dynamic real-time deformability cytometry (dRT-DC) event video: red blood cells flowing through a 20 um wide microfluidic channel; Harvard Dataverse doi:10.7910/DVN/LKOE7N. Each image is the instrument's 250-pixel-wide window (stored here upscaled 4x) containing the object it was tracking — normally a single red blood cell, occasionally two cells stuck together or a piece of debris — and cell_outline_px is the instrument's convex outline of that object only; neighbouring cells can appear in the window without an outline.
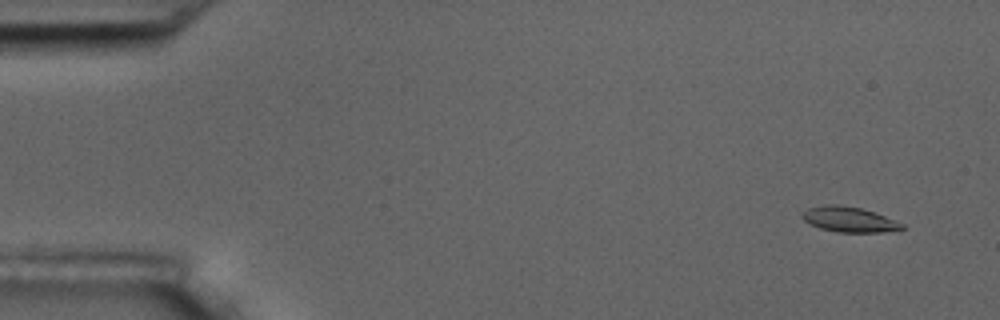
{"species": "common noctule bat (a hibernating species)", "species_latin": "Nyctalus noctula", "temperature_condition": "room temperature", "stored_images_in_passage": 4, "camera_frame_rate_fps": 3000, "um_per_image_px": 0.085, "animal": {"sex": "male", "body_mass_g": 17.5, "forearm_length_mm": 52.3}, "frame": {"image": 1, "passage_image": 1, "time_ms": 0.0, "image_size_px": [1000, 320], "cell_outline_px": [[904, 228], [900, 232], [836, 232], [820, 228], [804, 220], [800, 216], [808, 208], [828, 204], [836, 204], [860, 208], [884, 216], [904, 224]], "centroid_in_image_um": [72.22, 18.67], "position_along_channel_um": 12.8, "area_um2": 14.62}}
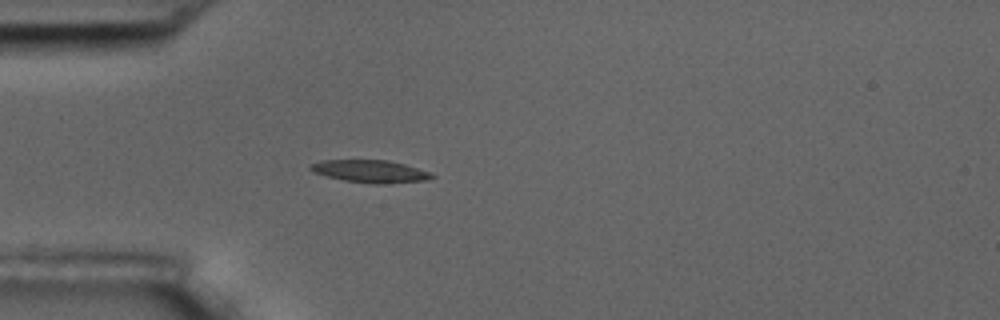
{"frame": {"image": 2, "passage_image": 4, "time_ms": 4.333, "image_size_px": [1000, 320], "cell_outline_px": [[436, 176], [424, 180], [384, 184], [376, 184], [344, 180], [312, 172], [308, 168], [308, 164], [320, 160], [388, 160], [404, 164], [432, 172]], "centroid_in_image_um": [31.45, 14.55], "position_along_channel_um": 53.6, "area_um2": 15.95}}